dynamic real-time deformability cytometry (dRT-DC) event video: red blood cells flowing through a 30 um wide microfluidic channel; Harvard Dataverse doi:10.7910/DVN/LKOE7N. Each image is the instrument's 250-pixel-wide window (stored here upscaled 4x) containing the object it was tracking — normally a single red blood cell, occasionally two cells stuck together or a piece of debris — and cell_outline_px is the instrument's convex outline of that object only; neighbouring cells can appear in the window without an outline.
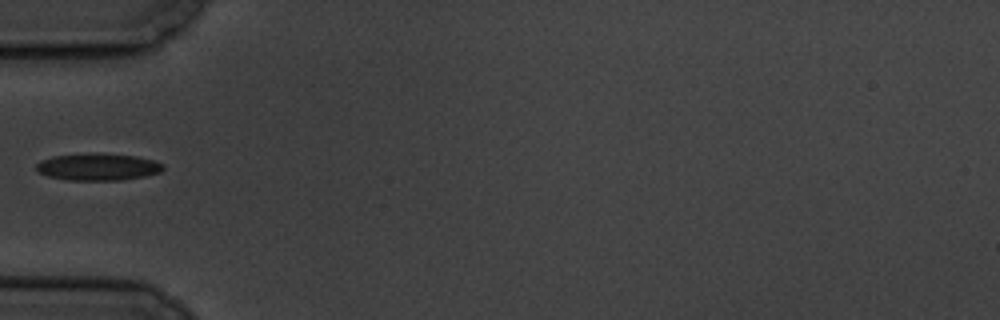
{"species": "common noctule bat (a hibernating species)", "species_latin": "Nyctalus noctula", "temperature_condition": "cold", "stored_images_in_passage": 7, "camera_frame_rate_fps": 3000, "um_per_image_px": 0.085, "animal": {"sex": "male", "body_mass_g": 19.5, "forearm_length_mm": 54.6}, "frame": {"image": 1, "passage_image": 2, "time_ms": 1.333, "image_size_px": [1000, 320], "cell_outline_px": [[164, 168], [160, 172], [144, 176], [120, 180], [68, 180], [48, 176], [40, 172], [36, 168], [36, 164], [40, 160], [52, 156], [96, 152], [136, 156], [152, 160], [164, 164]], "centroid_in_image_um": [8.31, 14.17], "position_along_channel_um": 76.7, "area_um2": 20.06}}
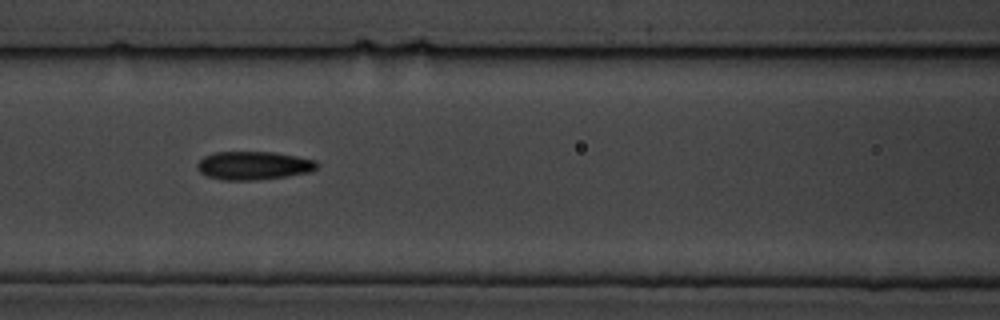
{"frame": {"image": 2, "passage_image": 4, "time_ms": 3.333, "image_size_px": [1000, 320], "cell_outline_px": [[320, 164], [312, 172], [288, 176], [256, 180], [220, 180], [204, 176], [196, 168], [196, 164], [204, 156], [212, 152], [276, 152], [316, 160]], "centroid_in_image_um": [21.54, 14.07], "position_along_channel_um": 145.1, "area_um2": 20.17}}
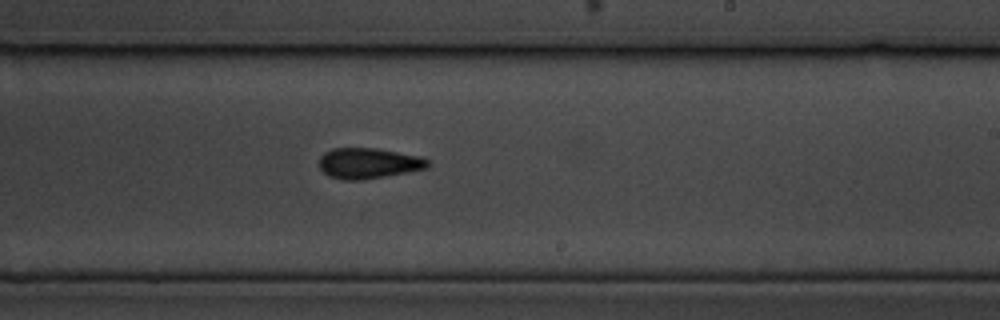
{"frame": {"image": 3, "passage_image": 7, "time_ms": 6.667, "image_size_px": [1000, 320], "cell_outline_px": [[428, 168], [384, 176], [360, 180], [340, 180], [328, 176], [320, 168], [320, 156], [324, 152], [332, 148], [376, 148], [420, 156], [428, 160]], "centroid_in_image_um": [31.28, 13.87], "position_along_channel_um": 257.7, "area_um2": 19.31}}